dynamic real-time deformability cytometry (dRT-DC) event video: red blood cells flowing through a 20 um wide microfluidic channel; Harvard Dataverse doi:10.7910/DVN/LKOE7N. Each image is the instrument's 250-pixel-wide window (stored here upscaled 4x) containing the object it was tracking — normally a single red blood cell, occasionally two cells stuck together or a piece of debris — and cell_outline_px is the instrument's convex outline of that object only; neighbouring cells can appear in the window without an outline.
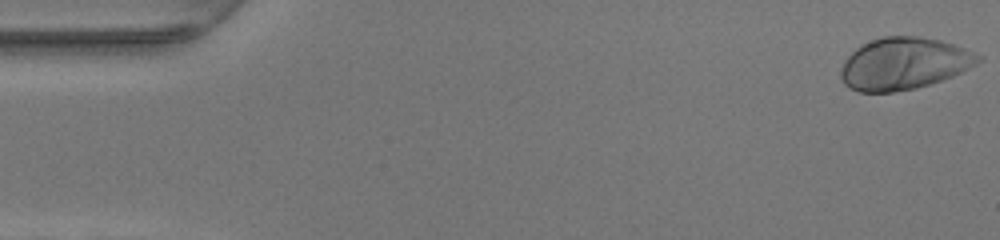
{"species": "human", "species_latin": "Homo sapiens", "temperature_condition": "warm", "stored_images_in_passage": 49, "camera_frame_rate_fps": 3000, "um_per_image_px": 0.085, "donor": {"sex": "female"}, "frame": {"image": 1, "passage_image": 1, "time_ms": 0.0, "image_size_px": [1000, 240], "cell_outline_px": [[984, 56], [976, 64], [952, 76], [916, 88], [892, 92], [860, 92], [848, 88], [844, 84], [840, 76], [840, 68], [844, 60], [860, 44], [884, 36], [920, 36], [940, 40], [964, 48]], "centroid_in_image_um": [76.79, 5.4], "position_along_channel_um": 8.2, "area_um2": 41.62}}
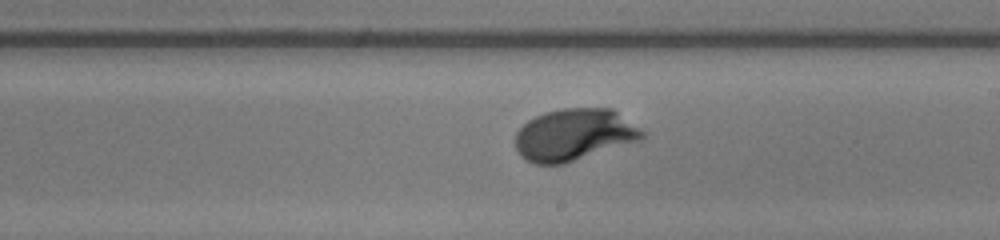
{"frame": {"image": 2, "passage_image": 28, "time_ms": 9.0, "image_size_px": [1000, 240], "cell_outline_px": [[648, 132], [644, 140], [564, 164], [536, 164], [520, 156], [516, 148], [516, 132], [528, 120], [544, 112], [564, 108], [612, 108]], "centroid_in_image_um": [48.88, 11.46], "position_along_channel_um": 240.1, "area_um2": 38.96}}
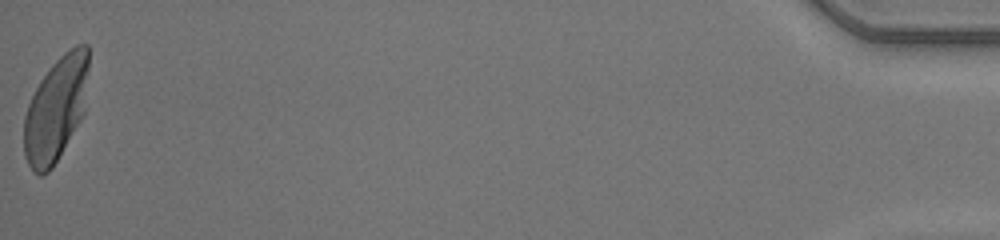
{"frame": {"image": 3, "passage_image": 49, "time_ms": 16.0, "image_size_px": [1000, 240], "cell_outline_px": [[88, 68], [84, 112], [80, 120], [52, 168], [48, 172], [40, 176], [32, 172], [24, 156], [24, 116], [28, 104], [40, 80], [48, 68], [68, 48], [76, 44], [88, 44]], "centroid_in_image_um": [4.74, 9.26], "position_along_channel_um": 430.5, "area_um2": 39.3}, "authors_computed_cell_mechanics": {"area_um2": 38.148, "velocity_mm_per_s": 4.2094, "shape_relaxation_time_tau1_ms": 2.0379, "shape_relaxation_time_tau2_ms": null, "deformation_change_tau1": 0.1814, "deformation_change_tau2": null}}